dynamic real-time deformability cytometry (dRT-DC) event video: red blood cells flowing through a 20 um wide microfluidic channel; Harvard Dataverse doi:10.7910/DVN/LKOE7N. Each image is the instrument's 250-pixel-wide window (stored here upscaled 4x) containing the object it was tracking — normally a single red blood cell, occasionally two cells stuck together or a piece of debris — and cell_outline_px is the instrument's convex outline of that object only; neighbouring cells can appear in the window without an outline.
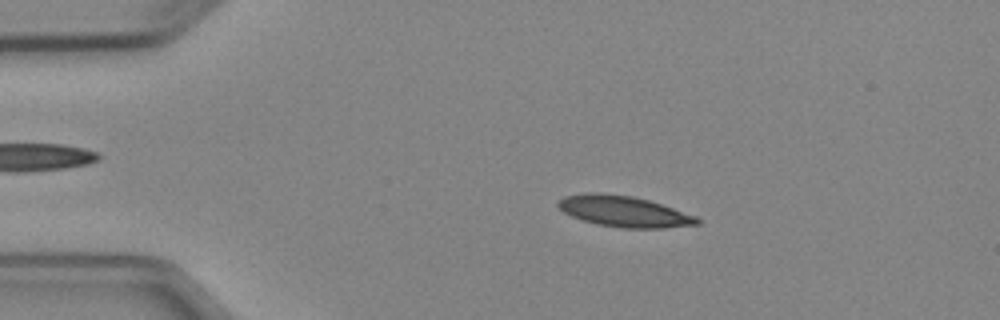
{"species": "Egyptian fruit bat (a non-hibernating species)", "species_latin": "Rousettus aegyptiacus", "temperature_condition": "cold", "stored_images_in_passage": 4, "camera_frame_rate_fps": 3000, "um_per_image_px": 0.085, "animal": {"sex": "female"}, "frame": {"image": 1, "passage_image": 1, "time_ms": 0.0, "image_size_px": [1000, 320], "cell_outline_px": [[700, 224], [664, 228], [624, 228], [596, 224], [572, 216], [564, 212], [556, 204], [564, 196], [584, 192], [600, 192], [632, 196], [648, 200], [696, 216], [700, 220]], "centroid_in_image_um": [53.02, 17.96], "position_along_channel_um": 32.0, "area_um2": 24.97}}
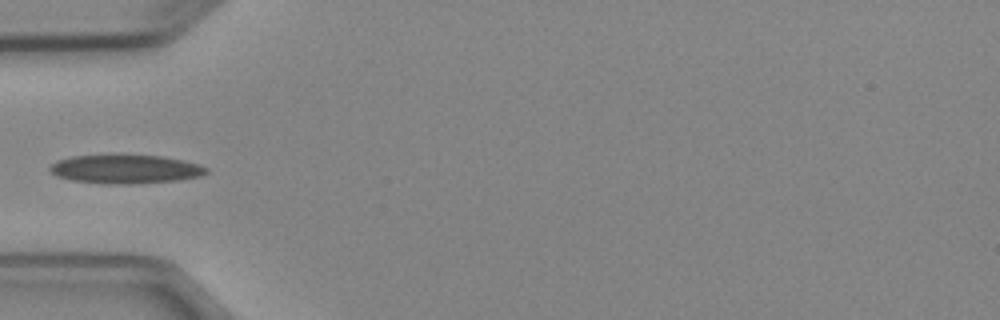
{"frame": {"image": 2, "passage_image": 3, "time_ms": 2.333, "image_size_px": [1000, 320], "cell_outline_px": [[208, 172], [200, 176], [176, 180], [132, 184], [104, 184], [72, 180], [56, 176], [48, 168], [56, 160], [72, 156], [164, 156], [184, 160], [208, 168]], "centroid_in_image_um": [10.65, 14.39], "position_along_channel_um": 74.4, "area_um2": 25.89}}
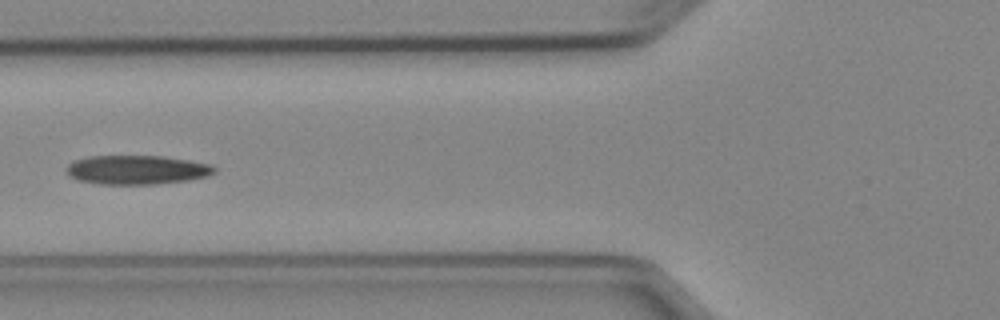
{"frame": {"image": 3, "passage_image": 4, "time_ms": 3.333, "image_size_px": [1000, 320], "cell_outline_px": [[216, 172], [208, 176], [188, 180], [156, 184], [100, 184], [80, 180], [72, 176], [64, 168], [72, 160], [88, 156], [164, 156], [212, 164], [216, 168]], "centroid_in_image_um": [11.65, 14.42], "position_along_channel_um": 114.1, "area_um2": 25.14}}